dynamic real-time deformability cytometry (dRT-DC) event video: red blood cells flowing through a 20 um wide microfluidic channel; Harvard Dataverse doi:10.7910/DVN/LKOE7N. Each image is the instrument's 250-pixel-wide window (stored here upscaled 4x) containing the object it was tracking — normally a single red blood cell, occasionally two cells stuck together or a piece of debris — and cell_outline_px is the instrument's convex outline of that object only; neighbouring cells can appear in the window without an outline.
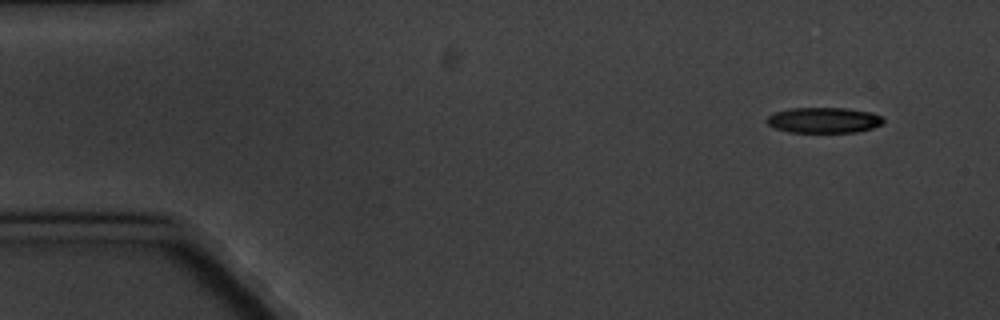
{"species": "common noctule bat (a hibernating species)", "species_latin": "Nyctalus noctula", "temperature_condition": "cold", "stored_images_in_passage": 4, "segment_of_instrument_passage": [2, 2], "camera_frame_rate_fps": 3000, "um_per_image_px": 0.085, "animal": {"sex": "male", "body_mass_g": 20.1, "forearm_length_mm": 53.5}, "frame": {"image": 1, "passage_image": 4, "time_ms": 3.667, "image_size_px": [1000, 320], "cell_outline_px": [[884, 120], [880, 124], [872, 128], [856, 132], [788, 132], [776, 128], [768, 124], [764, 120], [768, 116], [776, 112], [792, 108], [844, 108], [872, 112], [880, 116]], "centroid_in_image_um": [70.0, 10.21], "position_along_channel_um": 15.0, "area_um2": 17.22}}